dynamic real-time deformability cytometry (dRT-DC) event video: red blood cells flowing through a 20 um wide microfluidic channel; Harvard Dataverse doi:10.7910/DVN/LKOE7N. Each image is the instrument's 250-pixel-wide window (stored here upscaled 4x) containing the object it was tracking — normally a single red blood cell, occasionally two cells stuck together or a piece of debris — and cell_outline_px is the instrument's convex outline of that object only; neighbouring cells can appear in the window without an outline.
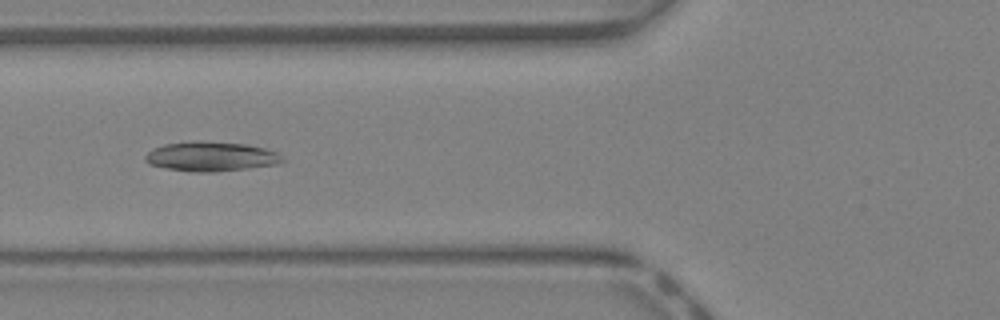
{"species": "Egyptian fruit bat (a non-hibernating species)", "species_latin": "Rousettus aegyptiacus", "temperature_condition": "warm", "stored_images_in_passage": 29, "camera_frame_rate_fps": 3000, "um_per_image_px": 0.085, "animal": {"sex": "female"}, "frame": {"image": 1, "passage_image": 4, "time_ms": 1.0, "image_size_px": [1000, 320], "cell_outline_px": [[284, 160], [276, 164], [248, 168], [216, 172], [188, 172], [148, 164], [144, 160], [144, 156], [152, 148], [164, 144], [248, 144], [264, 148], [276, 152]], "centroid_in_image_um": [17.91, 13.36], "position_along_channel_um": 107.9, "area_um2": 22.54}}
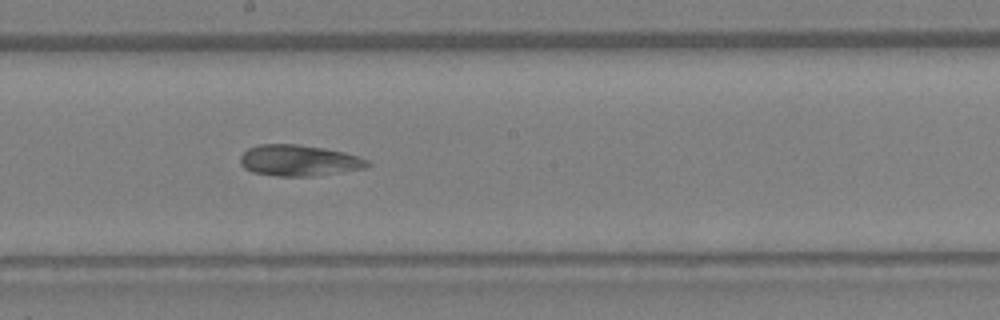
{"frame": {"image": 2, "passage_image": 11, "time_ms": 3.333, "image_size_px": [1000, 320], "cell_outline_px": [[372, 164], [364, 168], [340, 172], [312, 176], [276, 176], [252, 172], [244, 168], [240, 164], [240, 156], [248, 148], [260, 144], [296, 144], [324, 148], [344, 152], [368, 160]], "centroid_in_image_um": [25.38, 13.64], "position_along_channel_um": 222.8, "area_um2": 23.0}}
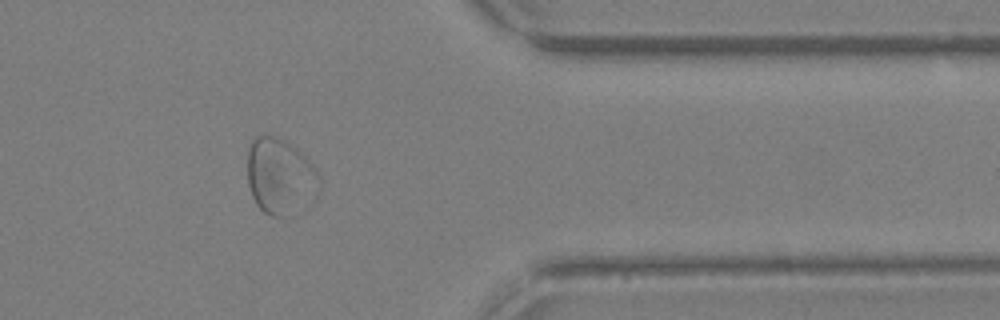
{"frame": {"image": 3, "passage_image": 22, "time_ms": 7.0, "image_size_px": [1000, 320], "cell_outline_px": [[320, 192], [312, 204], [304, 212], [280, 216], [272, 216], [264, 212], [256, 204], [252, 196], [248, 184], [248, 144], [256, 136], [272, 136], [284, 140], [296, 148], [316, 168], [320, 180]], "centroid_in_image_um": [23.87, 15.05], "position_along_channel_um": 387.5, "area_um2": 32.6}}